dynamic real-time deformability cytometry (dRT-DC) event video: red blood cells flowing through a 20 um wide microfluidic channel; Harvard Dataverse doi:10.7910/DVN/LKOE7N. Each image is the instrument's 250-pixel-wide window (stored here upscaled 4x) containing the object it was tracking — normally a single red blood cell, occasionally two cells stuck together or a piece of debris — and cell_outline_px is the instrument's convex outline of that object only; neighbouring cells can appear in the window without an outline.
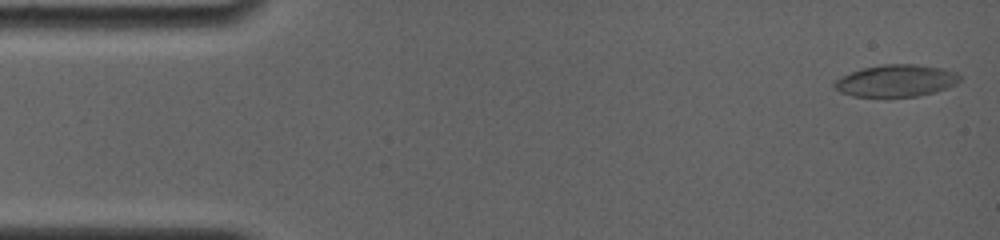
{"species": "common noctule bat (a hibernating species)", "species_latin": "Nyctalus noctula", "temperature_condition": "room temperature", "stored_images_in_passage": 76, "camera_frame_rate_fps": 4000, "um_per_image_px": 0.085, "animal": {"sex": "female", "body_mass_g": 19.0, "forearm_length_mm": 56.7}, "frame": {"image": 1, "passage_image": 3, "time_ms": 0.25, "image_size_px": [1000, 240], "cell_outline_px": [[960, 80], [956, 84], [936, 92], [916, 96], [852, 96], [840, 92], [832, 88], [832, 84], [836, 80], [852, 72], [864, 68], [884, 64], [916, 64], [944, 68], [956, 72], [960, 76]], "centroid_in_image_um": [76.18, 6.86], "position_along_channel_um": 8.8, "area_um2": 23.29}}
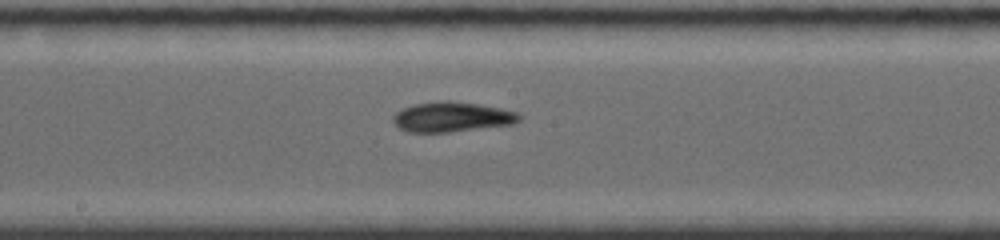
{"frame": {"image": 2, "passage_image": 51, "time_ms": 8.5, "image_size_px": [1000, 240], "cell_outline_px": [[520, 120], [512, 124], [448, 132], [408, 132], [400, 128], [392, 120], [392, 116], [396, 112], [404, 108], [416, 104], [448, 100], [476, 104], [500, 108], [520, 112]], "centroid_in_image_um": [38.42, 9.94], "position_along_channel_um": 209.8, "area_um2": 21.73}}
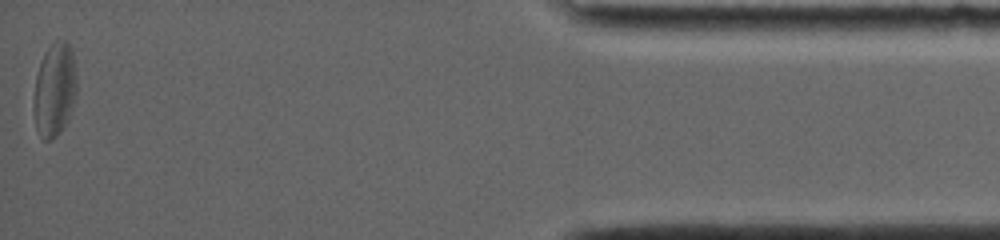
{"frame": {"image": 3, "passage_image": 76, "time_ms": 16.0, "image_size_px": [1000, 240], "cell_outline_px": [[76, 96], [68, 120], [60, 132], [56, 136], [48, 140], [44, 140], [36, 128], [32, 108], [32, 100], [36, 76], [40, 60], [44, 52], [56, 40], [64, 40], [72, 48], [76, 76]], "centroid_in_image_um": [4.62, 7.62], "position_along_channel_um": 430.6, "area_um2": 23.81}, "authors_computed_cell_mechanics": {"area_um2": 21.7906, "velocity_mm_per_s": 3.8455, "shape_relaxation_time_tau1_ms": null, "shape_relaxation_time_tau2_ms": 4.5023, "deformation_change_tau1": null, "deformation_change_tau2": 0.1422}}